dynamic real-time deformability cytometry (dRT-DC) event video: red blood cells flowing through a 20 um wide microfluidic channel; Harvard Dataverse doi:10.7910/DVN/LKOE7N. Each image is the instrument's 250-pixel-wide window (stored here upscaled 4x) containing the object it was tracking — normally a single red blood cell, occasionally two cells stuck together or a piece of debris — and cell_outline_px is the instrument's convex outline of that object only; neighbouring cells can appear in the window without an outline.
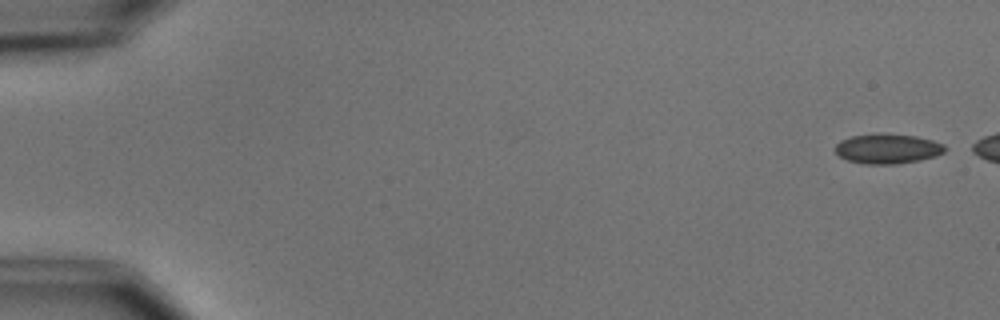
{"species": "common noctule bat (a hibernating species)", "species_latin": "Nyctalus noctula", "temperature_condition": "cold", "stored_images_in_passage": 9, "camera_frame_rate_fps": 3000, "um_per_image_px": 0.085, "animal": {"sex": "male", "body_mass_g": 15.6}, "frame": {"image": 1, "passage_image": 1, "time_ms": 0.0, "image_size_px": [1000, 320], "cell_outline_px": [[948, 148], [944, 152], [936, 156], [920, 160], [896, 164], [864, 164], [848, 160], [840, 156], [832, 148], [840, 140], [852, 136], [916, 136], [932, 140], [944, 144]], "centroid_in_image_um": [75.46, 12.68], "position_along_channel_um": 9.5, "area_um2": 18.5}}